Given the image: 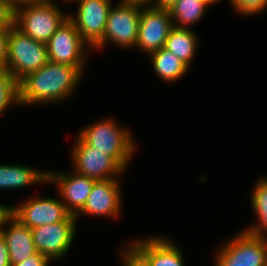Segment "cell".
<instances>
[{"label": "cell", "instance_id": "obj_1", "mask_svg": "<svg viewBox=\"0 0 267 266\" xmlns=\"http://www.w3.org/2000/svg\"><path fill=\"white\" fill-rule=\"evenodd\" d=\"M82 75L72 65L48 61L18 83L19 104L49 105L66 101L78 90Z\"/></svg>", "mask_w": 267, "mask_h": 266}, {"label": "cell", "instance_id": "obj_2", "mask_svg": "<svg viewBox=\"0 0 267 266\" xmlns=\"http://www.w3.org/2000/svg\"><path fill=\"white\" fill-rule=\"evenodd\" d=\"M77 135L87 145L112 156L125 170L137 148L129 127L118 124L114 118L92 122L81 128Z\"/></svg>", "mask_w": 267, "mask_h": 266}, {"label": "cell", "instance_id": "obj_3", "mask_svg": "<svg viewBox=\"0 0 267 266\" xmlns=\"http://www.w3.org/2000/svg\"><path fill=\"white\" fill-rule=\"evenodd\" d=\"M55 1L20 6L13 11V25L34 40L47 44L68 18Z\"/></svg>", "mask_w": 267, "mask_h": 266}, {"label": "cell", "instance_id": "obj_4", "mask_svg": "<svg viewBox=\"0 0 267 266\" xmlns=\"http://www.w3.org/2000/svg\"><path fill=\"white\" fill-rule=\"evenodd\" d=\"M7 48L6 70L18 83L49 61L46 44L22 33L14 25L9 27Z\"/></svg>", "mask_w": 267, "mask_h": 266}, {"label": "cell", "instance_id": "obj_5", "mask_svg": "<svg viewBox=\"0 0 267 266\" xmlns=\"http://www.w3.org/2000/svg\"><path fill=\"white\" fill-rule=\"evenodd\" d=\"M215 249V266H267V238L242 230Z\"/></svg>", "mask_w": 267, "mask_h": 266}, {"label": "cell", "instance_id": "obj_6", "mask_svg": "<svg viewBox=\"0 0 267 266\" xmlns=\"http://www.w3.org/2000/svg\"><path fill=\"white\" fill-rule=\"evenodd\" d=\"M141 10V6L127 4L121 0L116 6H111L103 39L94 50L97 52L107 47V44L123 49L135 47Z\"/></svg>", "mask_w": 267, "mask_h": 266}, {"label": "cell", "instance_id": "obj_7", "mask_svg": "<svg viewBox=\"0 0 267 266\" xmlns=\"http://www.w3.org/2000/svg\"><path fill=\"white\" fill-rule=\"evenodd\" d=\"M46 48L49 61L72 65L84 73L91 48L82 40L75 24L69 18L50 37Z\"/></svg>", "mask_w": 267, "mask_h": 266}, {"label": "cell", "instance_id": "obj_8", "mask_svg": "<svg viewBox=\"0 0 267 266\" xmlns=\"http://www.w3.org/2000/svg\"><path fill=\"white\" fill-rule=\"evenodd\" d=\"M71 150L72 171L95 180L119 179L125 169L110 155L87 145L78 135Z\"/></svg>", "mask_w": 267, "mask_h": 266}, {"label": "cell", "instance_id": "obj_9", "mask_svg": "<svg viewBox=\"0 0 267 266\" xmlns=\"http://www.w3.org/2000/svg\"><path fill=\"white\" fill-rule=\"evenodd\" d=\"M77 224L76 217L70 215L63 222L32 228L36 251L44 254L50 261H61L73 245Z\"/></svg>", "mask_w": 267, "mask_h": 266}, {"label": "cell", "instance_id": "obj_10", "mask_svg": "<svg viewBox=\"0 0 267 266\" xmlns=\"http://www.w3.org/2000/svg\"><path fill=\"white\" fill-rule=\"evenodd\" d=\"M76 14H68L82 40L94 50L102 41L111 0H79Z\"/></svg>", "mask_w": 267, "mask_h": 266}, {"label": "cell", "instance_id": "obj_11", "mask_svg": "<svg viewBox=\"0 0 267 266\" xmlns=\"http://www.w3.org/2000/svg\"><path fill=\"white\" fill-rule=\"evenodd\" d=\"M174 27L168 9L142 7L135 48L150 55L165 47L167 37Z\"/></svg>", "mask_w": 267, "mask_h": 266}, {"label": "cell", "instance_id": "obj_12", "mask_svg": "<svg viewBox=\"0 0 267 266\" xmlns=\"http://www.w3.org/2000/svg\"><path fill=\"white\" fill-rule=\"evenodd\" d=\"M12 215L30 229L63 222L70 216L60 199L40 195L12 206Z\"/></svg>", "mask_w": 267, "mask_h": 266}, {"label": "cell", "instance_id": "obj_13", "mask_svg": "<svg viewBox=\"0 0 267 266\" xmlns=\"http://www.w3.org/2000/svg\"><path fill=\"white\" fill-rule=\"evenodd\" d=\"M95 181L72 170L69 173L47 171V183L55 184L67 212L75 217L83 210Z\"/></svg>", "mask_w": 267, "mask_h": 266}, {"label": "cell", "instance_id": "obj_14", "mask_svg": "<svg viewBox=\"0 0 267 266\" xmlns=\"http://www.w3.org/2000/svg\"><path fill=\"white\" fill-rule=\"evenodd\" d=\"M120 180H96L88 196L83 210L76 216L78 220L82 215L95 217L118 218L123 206Z\"/></svg>", "mask_w": 267, "mask_h": 266}, {"label": "cell", "instance_id": "obj_15", "mask_svg": "<svg viewBox=\"0 0 267 266\" xmlns=\"http://www.w3.org/2000/svg\"><path fill=\"white\" fill-rule=\"evenodd\" d=\"M128 244L149 266H185L183 250L161 235L133 239Z\"/></svg>", "mask_w": 267, "mask_h": 266}, {"label": "cell", "instance_id": "obj_16", "mask_svg": "<svg viewBox=\"0 0 267 266\" xmlns=\"http://www.w3.org/2000/svg\"><path fill=\"white\" fill-rule=\"evenodd\" d=\"M1 234L7 244L11 264L21 263L37 252L33 243L31 229L22 224L13 215L6 221Z\"/></svg>", "mask_w": 267, "mask_h": 266}, {"label": "cell", "instance_id": "obj_17", "mask_svg": "<svg viewBox=\"0 0 267 266\" xmlns=\"http://www.w3.org/2000/svg\"><path fill=\"white\" fill-rule=\"evenodd\" d=\"M47 171L28 165L0 164V190L20 189L33 184L47 183Z\"/></svg>", "mask_w": 267, "mask_h": 266}, {"label": "cell", "instance_id": "obj_18", "mask_svg": "<svg viewBox=\"0 0 267 266\" xmlns=\"http://www.w3.org/2000/svg\"><path fill=\"white\" fill-rule=\"evenodd\" d=\"M199 37L192 29L173 27L167 37L165 48L176 55L189 68L198 52Z\"/></svg>", "mask_w": 267, "mask_h": 266}, {"label": "cell", "instance_id": "obj_19", "mask_svg": "<svg viewBox=\"0 0 267 266\" xmlns=\"http://www.w3.org/2000/svg\"><path fill=\"white\" fill-rule=\"evenodd\" d=\"M156 75L167 83L180 80L189 71V67L165 47L148 55Z\"/></svg>", "mask_w": 267, "mask_h": 266}, {"label": "cell", "instance_id": "obj_20", "mask_svg": "<svg viewBox=\"0 0 267 266\" xmlns=\"http://www.w3.org/2000/svg\"><path fill=\"white\" fill-rule=\"evenodd\" d=\"M252 190L250 205L258 221L243 230L258 237L267 238V177L256 180Z\"/></svg>", "mask_w": 267, "mask_h": 266}, {"label": "cell", "instance_id": "obj_21", "mask_svg": "<svg viewBox=\"0 0 267 266\" xmlns=\"http://www.w3.org/2000/svg\"><path fill=\"white\" fill-rule=\"evenodd\" d=\"M209 5L205 0H179L168 10L175 27L191 29L206 15Z\"/></svg>", "mask_w": 267, "mask_h": 266}, {"label": "cell", "instance_id": "obj_22", "mask_svg": "<svg viewBox=\"0 0 267 266\" xmlns=\"http://www.w3.org/2000/svg\"><path fill=\"white\" fill-rule=\"evenodd\" d=\"M15 105L20 106L18 82L6 68L0 69V116Z\"/></svg>", "mask_w": 267, "mask_h": 266}, {"label": "cell", "instance_id": "obj_23", "mask_svg": "<svg viewBox=\"0 0 267 266\" xmlns=\"http://www.w3.org/2000/svg\"><path fill=\"white\" fill-rule=\"evenodd\" d=\"M231 6L243 16L258 15L267 9V0H229Z\"/></svg>", "mask_w": 267, "mask_h": 266}, {"label": "cell", "instance_id": "obj_24", "mask_svg": "<svg viewBox=\"0 0 267 266\" xmlns=\"http://www.w3.org/2000/svg\"><path fill=\"white\" fill-rule=\"evenodd\" d=\"M119 250L122 266H149L128 244Z\"/></svg>", "mask_w": 267, "mask_h": 266}, {"label": "cell", "instance_id": "obj_25", "mask_svg": "<svg viewBox=\"0 0 267 266\" xmlns=\"http://www.w3.org/2000/svg\"><path fill=\"white\" fill-rule=\"evenodd\" d=\"M13 25V10L8 0H0V28H9Z\"/></svg>", "mask_w": 267, "mask_h": 266}, {"label": "cell", "instance_id": "obj_26", "mask_svg": "<svg viewBox=\"0 0 267 266\" xmlns=\"http://www.w3.org/2000/svg\"><path fill=\"white\" fill-rule=\"evenodd\" d=\"M52 263L44 254L36 252L21 263L11 264L10 266H49Z\"/></svg>", "mask_w": 267, "mask_h": 266}, {"label": "cell", "instance_id": "obj_27", "mask_svg": "<svg viewBox=\"0 0 267 266\" xmlns=\"http://www.w3.org/2000/svg\"><path fill=\"white\" fill-rule=\"evenodd\" d=\"M9 28H0V69L6 68Z\"/></svg>", "mask_w": 267, "mask_h": 266}, {"label": "cell", "instance_id": "obj_28", "mask_svg": "<svg viewBox=\"0 0 267 266\" xmlns=\"http://www.w3.org/2000/svg\"><path fill=\"white\" fill-rule=\"evenodd\" d=\"M8 247L4 236L0 233V266H10Z\"/></svg>", "mask_w": 267, "mask_h": 266}, {"label": "cell", "instance_id": "obj_29", "mask_svg": "<svg viewBox=\"0 0 267 266\" xmlns=\"http://www.w3.org/2000/svg\"><path fill=\"white\" fill-rule=\"evenodd\" d=\"M12 216V206L0 204V233L5 226L6 221Z\"/></svg>", "mask_w": 267, "mask_h": 266}, {"label": "cell", "instance_id": "obj_30", "mask_svg": "<svg viewBox=\"0 0 267 266\" xmlns=\"http://www.w3.org/2000/svg\"><path fill=\"white\" fill-rule=\"evenodd\" d=\"M49 0H8L10 8L14 11L20 6L31 5L35 3H42Z\"/></svg>", "mask_w": 267, "mask_h": 266}, {"label": "cell", "instance_id": "obj_31", "mask_svg": "<svg viewBox=\"0 0 267 266\" xmlns=\"http://www.w3.org/2000/svg\"><path fill=\"white\" fill-rule=\"evenodd\" d=\"M127 4L137 5L141 7H155L156 0H121Z\"/></svg>", "mask_w": 267, "mask_h": 266}, {"label": "cell", "instance_id": "obj_32", "mask_svg": "<svg viewBox=\"0 0 267 266\" xmlns=\"http://www.w3.org/2000/svg\"><path fill=\"white\" fill-rule=\"evenodd\" d=\"M179 0H156V8L169 9Z\"/></svg>", "mask_w": 267, "mask_h": 266}, {"label": "cell", "instance_id": "obj_33", "mask_svg": "<svg viewBox=\"0 0 267 266\" xmlns=\"http://www.w3.org/2000/svg\"><path fill=\"white\" fill-rule=\"evenodd\" d=\"M205 1L212 6L213 4L219 3L222 0H205Z\"/></svg>", "mask_w": 267, "mask_h": 266}, {"label": "cell", "instance_id": "obj_34", "mask_svg": "<svg viewBox=\"0 0 267 266\" xmlns=\"http://www.w3.org/2000/svg\"><path fill=\"white\" fill-rule=\"evenodd\" d=\"M62 2H67V3H71V2H75L76 3V1H79V0H61Z\"/></svg>", "mask_w": 267, "mask_h": 266}]
</instances>
